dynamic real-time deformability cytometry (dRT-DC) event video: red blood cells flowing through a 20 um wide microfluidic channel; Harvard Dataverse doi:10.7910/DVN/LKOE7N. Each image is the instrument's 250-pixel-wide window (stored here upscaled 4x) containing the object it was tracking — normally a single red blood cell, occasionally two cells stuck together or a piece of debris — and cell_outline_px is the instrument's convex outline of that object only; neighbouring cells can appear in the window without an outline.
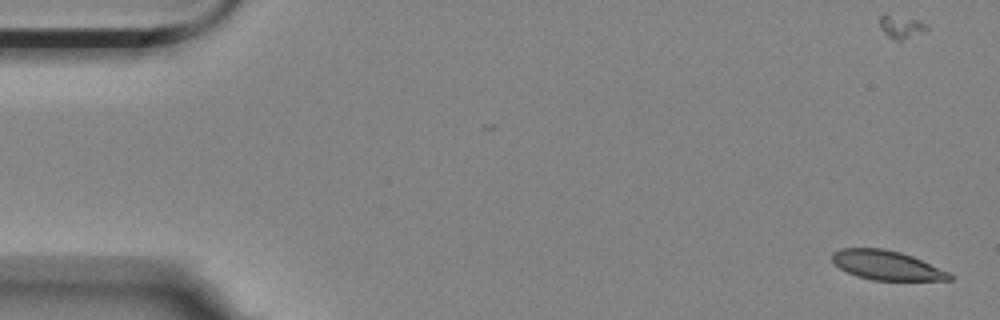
{"species": "Egyptian fruit bat (a non-hibernating species)", "species_latin": "Rousettus aegyptiacus", "temperature_condition": "room temperature", "stored_images_in_passage": 57, "camera_frame_rate_fps": 3000, "um_per_image_px": 0.085, "animal": {"sex": "female"}, "frame": {"image": 1, "passage_image": 1, "time_ms": 0.0, "image_size_px": [1000, 320], "cell_outline_px": [[952, 280], [872, 280], [856, 276], [832, 264], [832, 252], [840, 248], [884, 248], [900, 252], [912, 256], [952, 272]], "centroid_in_image_um": [75.37, 22.54], "position_along_channel_um": 9.6, "area_um2": 20.29}}
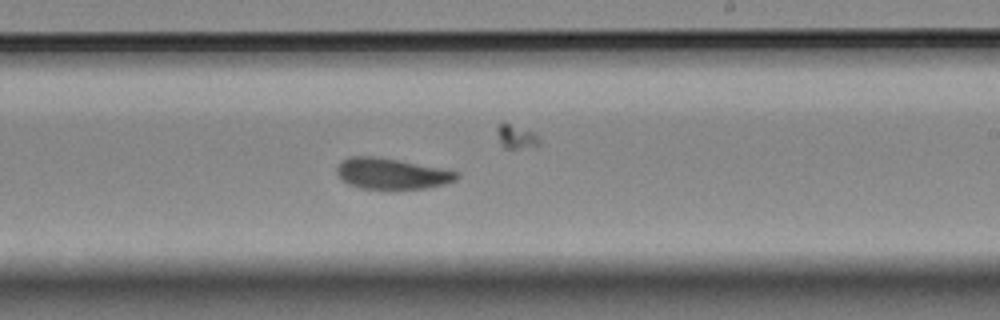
{"frame": {"image": 2, "passage_image": 33, "time_ms": 10.667, "image_size_px": [1000, 320], "cell_outline_px": [[460, 176], [456, 180], [444, 184], [428, 188], [396, 192], [360, 188], [348, 184], [340, 180], [336, 172], [336, 168], [344, 160], [352, 156], [376, 156], [400, 160], [460, 172]], "centroid_in_image_um": [33.3, 14.81], "position_along_channel_um": 255.7, "area_um2": 22.48}}
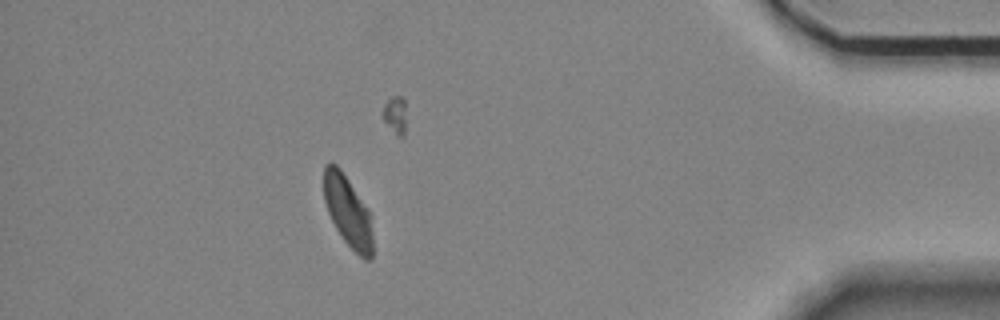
{"frame": {"image": 3, "passage_image": 50, "time_ms": 16.333, "image_size_px": [1000, 320], "cell_outline_px": [[372, 260], [364, 260], [344, 240], [336, 228], [328, 212], [324, 200], [324, 164], [336, 164], [340, 168], [368, 208], [372, 232]], "centroid_in_image_um": [29.57, 17.96], "position_along_channel_um": 405.6, "area_um2": 19.94}, "authors_computed_cell_mechanics": {"area_um2": 22.0796, "velocity_mm_per_s": 3.4826, "shape_relaxation_time_tau1_ms": 6.665, "shape_relaxation_time_tau2_ms": 2.7249, "deformation_change_tau1": 0.1472, "deformation_change_tau2": 0.062}}